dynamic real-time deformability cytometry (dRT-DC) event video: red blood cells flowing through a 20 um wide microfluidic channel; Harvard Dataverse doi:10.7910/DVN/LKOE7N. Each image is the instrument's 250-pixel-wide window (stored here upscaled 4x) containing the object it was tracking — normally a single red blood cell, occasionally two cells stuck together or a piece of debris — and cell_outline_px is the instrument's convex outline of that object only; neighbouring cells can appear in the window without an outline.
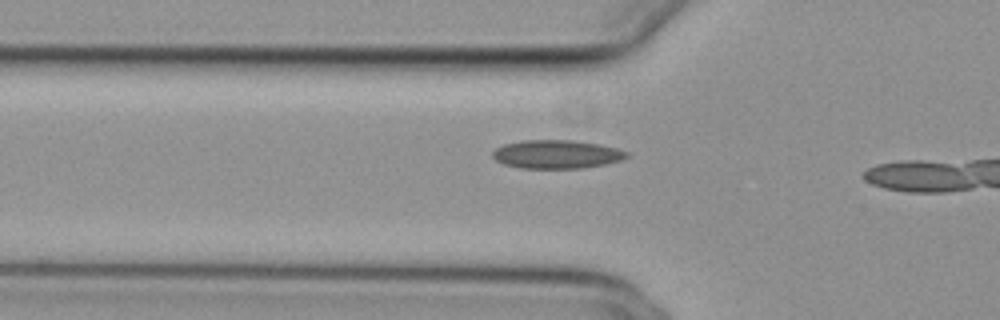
{"species": "common noctule bat (a hibernating species)", "species_latin": "Nyctalus noctula", "temperature_condition": "cold", "stored_images_in_passage": 10, "camera_frame_rate_fps": 3000, "um_per_image_px": 0.085, "animal": {"sex": "female", "body_mass_g": 29.2, "forearm_length_mm": 56.3}, "frame": {"image": 1, "passage_image": 5, "time_ms": 1.333, "image_size_px": [1000, 320], "cell_outline_px": [[628, 156], [620, 160], [604, 164], [584, 168], [520, 168], [504, 164], [496, 160], [492, 156], [492, 152], [496, 148], [504, 144], [524, 140], [572, 140], [600, 144], [616, 148], [628, 152]], "centroid_in_image_um": [47.3, 13.11], "position_along_channel_um": 78.5, "area_um2": 22.2}}
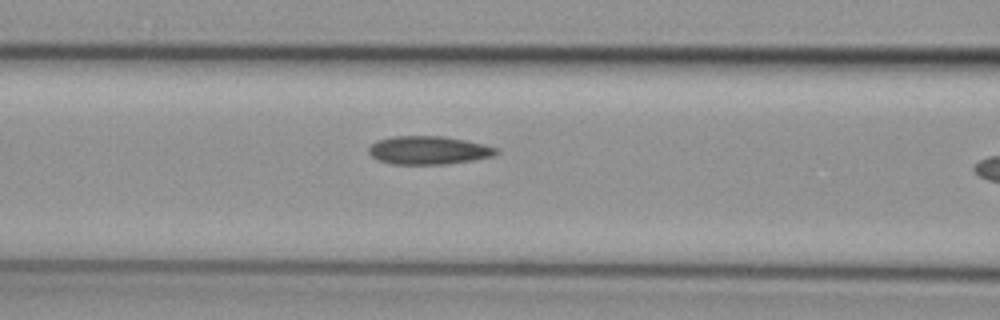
{"frame": {"image": 2, "passage_image": 9, "time_ms": 2.667, "image_size_px": [1000, 320], "cell_outline_px": [[500, 152], [492, 156], [472, 160], [448, 164], [392, 164], [380, 160], [372, 156], [368, 152], [368, 148], [376, 140], [392, 136], [444, 136], [484, 144], [500, 148]], "centroid_in_image_um": [36.45, 12.76], "position_along_channel_um": 130.2, "area_um2": 21.1}}